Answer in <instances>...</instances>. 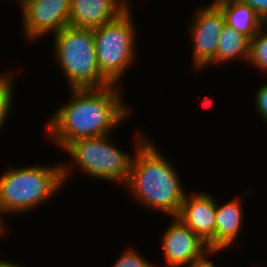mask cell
I'll list each match as a JSON object with an SVG mask.
<instances>
[{
	"mask_svg": "<svg viewBox=\"0 0 267 267\" xmlns=\"http://www.w3.org/2000/svg\"><path fill=\"white\" fill-rule=\"evenodd\" d=\"M70 91V100L46 124V136L61 150L78 139L111 134L131 115L116 84Z\"/></svg>",
	"mask_w": 267,
	"mask_h": 267,
	"instance_id": "obj_1",
	"label": "cell"
},
{
	"mask_svg": "<svg viewBox=\"0 0 267 267\" xmlns=\"http://www.w3.org/2000/svg\"><path fill=\"white\" fill-rule=\"evenodd\" d=\"M134 138L135 156L124 188L134 197L133 201L148 210L177 216L187 193L179 174L144 133L137 132Z\"/></svg>",
	"mask_w": 267,
	"mask_h": 267,
	"instance_id": "obj_2",
	"label": "cell"
},
{
	"mask_svg": "<svg viewBox=\"0 0 267 267\" xmlns=\"http://www.w3.org/2000/svg\"><path fill=\"white\" fill-rule=\"evenodd\" d=\"M63 186L62 163L6 168L0 176V221L5 225L3 215L27 214L43 206Z\"/></svg>",
	"mask_w": 267,
	"mask_h": 267,
	"instance_id": "obj_3",
	"label": "cell"
},
{
	"mask_svg": "<svg viewBox=\"0 0 267 267\" xmlns=\"http://www.w3.org/2000/svg\"><path fill=\"white\" fill-rule=\"evenodd\" d=\"M53 36V57L69 89L101 88L112 84L100 71L93 29L64 27Z\"/></svg>",
	"mask_w": 267,
	"mask_h": 267,
	"instance_id": "obj_4",
	"label": "cell"
},
{
	"mask_svg": "<svg viewBox=\"0 0 267 267\" xmlns=\"http://www.w3.org/2000/svg\"><path fill=\"white\" fill-rule=\"evenodd\" d=\"M110 137L111 134L78 139L63 149L75 163L73 165L71 162L62 164L64 184L68 183L76 165L75 168H80L82 172L94 179L120 182L124 186L129 177L134 155L124 152L111 143Z\"/></svg>",
	"mask_w": 267,
	"mask_h": 267,
	"instance_id": "obj_5",
	"label": "cell"
},
{
	"mask_svg": "<svg viewBox=\"0 0 267 267\" xmlns=\"http://www.w3.org/2000/svg\"><path fill=\"white\" fill-rule=\"evenodd\" d=\"M131 11L130 7L114 21L93 29L100 71L116 85L137 58V25Z\"/></svg>",
	"mask_w": 267,
	"mask_h": 267,
	"instance_id": "obj_6",
	"label": "cell"
},
{
	"mask_svg": "<svg viewBox=\"0 0 267 267\" xmlns=\"http://www.w3.org/2000/svg\"><path fill=\"white\" fill-rule=\"evenodd\" d=\"M161 234V247L167 267H204L214 254L207 244L176 216Z\"/></svg>",
	"mask_w": 267,
	"mask_h": 267,
	"instance_id": "obj_7",
	"label": "cell"
},
{
	"mask_svg": "<svg viewBox=\"0 0 267 267\" xmlns=\"http://www.w3.org/2000/svg\"><path fill=\"white\" fill-rule=\"evenodd\" d=\"M193 17L188 26L193 44L192 67L199 72L202 68L215 66L218 40L226 23L221 8L214 1L196 9Z\"/></svg>",
	"mask_w": 267,
	"mask_h": 267,
	"instance_id": "obj_8",
	"label": "cell"
},
{
	"mask_svg": "<svg viewBox=\"0 0 267 267\" xmlns=\"http://www.w3.org/2000/svg\"><path fill=\"white\" fill-rule=\"evenodd\" d=\"M27 41L59 32L69 25L70 0H18Z\"/></svg>",
	"mask_w": 267,
	"mask_h": 267,
	"instance_id": "obj_9",
	"label": "cell"
},
{
	"mask_svg": "<svg viewBox=\"0 0 267 267\" xmlns=\"http://www.w3.org/2000/svg\"><path fill=\"white\" fill-rule=\"evenodd\" d=\"M188 192L176 216L197 234L216 255V209L217 198L211 193Z\"/></svg>",
	"mask_w": 267,
	"mask_h": 267,
	"instance_id": "obj_10",
	"label": "cell"
},
{
	"mask_svg": "<svg viewBox=\"0 0 267 267\" xmlns=\"http://www.w3.org/2000/svg\"><path fill=\"white\" fill-rule=\"evenodd\" d=\"M128 0H70L69 26L94 29L117 19Z\"/></svg>",
	"mask_w": 267,
	"mask_h": 267,
	"instance_id": "obj_11",
	"label": "cell"
},
{
	"mask_svg": "<svg viewBox=\"0 0 267 267\" xmlns=\"http://www.w3.org/2000/svg\"><path fill=\"white\" fill-rule=\"evenodd\" d=\"M239 199L238 197L234 198L225 204H220V206L217 202L216 255L224 251L225 248L229 249L239 238L244 219V208L242 207V200L240 201Z\"/></svg>",
	"mask_w": 267,
	"mask_h": 267,
	"instance_id": "obj_12",
	"label": "cell"
},
{
	"mask_svg": "<svg viewBox=\"0 0 267 267\" xmlns=\"http://www.w3.org/2000/svg\"><path fill=\"white\" fill-rule=\"evenodd\" d=\"M222 10L225 23L251 39L265 24L256 12L237 0H213Z\"/></svg>",
	"mask_w": 267,
	"mask_h": 267,
	"instance_id": "obj_13",
	"label": "cell"
},
{
	"mask_svg": "<svg viewBox=\"0 0 267 267\" xmlns=\"http://www.w3.org/2000/svg\"><path fill=\"white\" fill-rule=\"evenodd\" d=\"M218 41L215 65H226L236 59L248 61L250 39L247 36L225 24Z\"/></svg>",
	"mask_w": 267,
	"mask_h": 267,
	"instance_id": "obj_14",
	"label": "cell"
},
{
	"mask_svg": "<svg viewBox=\"0 0 267 267\" xmlns=\"http://www.w3.org/2000/svg\"><path fill=\"white\" fill-rule=\"evenodd\" d=\"M247 63L267 75V23L250 39L249 57ZM253 64V66H252Z\"/></svg>",
	"mask_w": 267,
	"mask_h": 267,
	"instance_id": "obj_15",
	"label": "cell"
},
{
	"mask_svg": "<svg viewBox=\"0 0 267 267\" xmlns=\"http://www.w3.org/2000/svg\"><path fill=\"white\" fill-rule=\"evenodd\" d=\"M8 72L0 74V132L3 130V125L6 123L7 118H9L8 116L13 106L12 101L15 96L13 91L15 75L11 71Z\"/></svg>",
	"mask_w": 267,
	"mask_h": 267,
	"instance_id": "obj_16",
	"label": "cell"
},
{
	"mask_svg": "<svg viewBox=\"0 0 267 267\" xmlns=\"http://www.w3.org/2000/svg\"><path fill=\"white\" fill-rule=\"evenodd\" d=\"M155 265V263L143 257L139 251L129 247L120 254L112 267H156Z\"/></svg>",
	"mask_w": 267,
	"mask_h": 267,
	"instance_id": "obj_17",
	"label": "cell"
},
{
	"mask_svg": "<svg viewBox=\"0 0 267 267\" xmlns=\"http://www.w3.org/2000/svg\"><path fill=\"white\" fill-rule=\"evenodd\" d=\"M255 110L262 121L267 123V82H265L255 93Z\"/></svg>",
	"mask_w": 267,
	"mask_h": 267,
	"instance_id": "obj_18",
	"label": "cell"
},
{
	"mask_svg": "<svg viewBox=\"0 0 267 267\" xmlns=\"http://www.w3.org/2000/svg\"><path fill=\"white\" fill-rule=\"evenodd\" d=\"M242 4L249 5L256 14L267 23V0H237Z\"/></svg>",
	"mask_w": 267,
	"mask_h": 267,
	"instance_id": "obj_19",
	"label": "cell"
},
{
	"mask_svg": "<svg viewBox=\"0 0 267 267\" xmlns=\"http://www.w3.org/2000/svg\"><path fill=\"white\" fill-rule=\"evenodd\" d=\"M0 267H25V266H22V265H19V264H16V263H13V262H9L7 260H0Z\"/></svg>",
	"mask_w": 267,
	"mask_h": 267,
	"instance_id": "obj_20",
	"label": "cell"
},
{
	"mask_svg": "<svg viewBox=\"0 0 267 267\" xmlns=\"http://www.w3.org/2000/svg\"><path fill=\"white\" fill-rule=\"evenodd\" d=\"M7 225H4L1 221H0V236H5L6 234V230H7Z\"/></svg>",
	"mask_w": 267,
	"mask_h": 267,
	"instance_id": "obj_21",
	"label": "cell"
},
{
	"mask_svg": "<svg viewBox=\"0 0 267 267\" xmlns=\"http://www.w3.org/2000/svg\"><path fill=\"white\" fill-rule=\"evenodd\" d=\"M214 262L213 261H211L208 265H206V266H204V267H216L215 266V263L213 264Z\"/></svg>",
	"mask_w": 267,
	"mask_h": 267,
	"instance_id": "obj_22",
	"label": "cell"
}]
</instances>
